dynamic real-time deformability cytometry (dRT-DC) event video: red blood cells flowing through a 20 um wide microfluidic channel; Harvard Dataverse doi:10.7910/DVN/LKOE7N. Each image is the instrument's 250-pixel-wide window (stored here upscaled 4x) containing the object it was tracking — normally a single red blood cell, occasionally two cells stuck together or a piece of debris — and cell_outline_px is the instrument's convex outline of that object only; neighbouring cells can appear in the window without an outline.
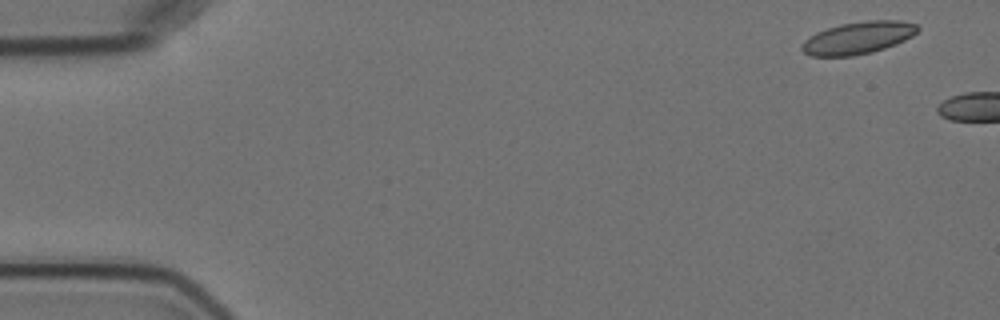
{"species": "Egyptian fruit bat (a non-hibernating species)", "species_latin": "Rousettus aegyptiacus", "temperature_condition": "cold", "stored_images_in_passage": 2, "camera_frame_rate_fps": 3000, "um_per_image_px": 0.085, "animal": {"sex": "female"}, "frame": {"image": 1, "passage_image": 1, "time_ms": 0.0, "image_size_px": [1000, 320], "cell_outline_px": [[920, 28], [912, 36], [896, 44], [872, 52], [852, 56], [812, 56], [804, 52], [800, 48], [804, 40], [816, 32], [840, 24], [868, 20], [900, 20], [916, 24]], "centroid_in_image_um": [72.94, 3.21], "position_along_channel_um": 12.1, "area_um2": 21.73}}